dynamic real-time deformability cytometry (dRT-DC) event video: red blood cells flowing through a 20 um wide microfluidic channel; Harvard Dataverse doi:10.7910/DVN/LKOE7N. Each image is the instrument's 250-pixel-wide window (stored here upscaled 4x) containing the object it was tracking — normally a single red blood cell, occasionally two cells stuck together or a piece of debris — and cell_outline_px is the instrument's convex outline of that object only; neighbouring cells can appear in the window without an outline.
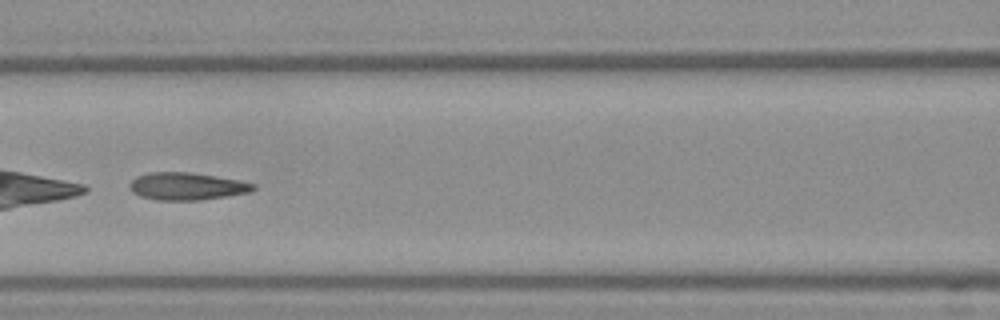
{"species": "Egyptian fruit bat (a non-hibernating species)", "species_latin": "Rousettus aegyptiacus", "temperature_condition": "warm", "stored_images_in_passage": 43, "camera_frame_rate_fps": 3000, "um_per_image_px": 0.085, "frame": {"image": 1, "passage_image": 19, "time_ms": 6.0, "image_size_px": [1000, 320], "cell_outline_px": [[256, 188], [248, 192], [228, 196], [200, 200], [156, 200], [140, 196], [132, 192], [128, 188], [128, 184], [136, 176], [148, 172], [188, 172], [236, 180], [256, 184]], "centroid_in_image_um": [15.81, 15.84], "position_along_channel_um": 150.8, "area_um2": 19.71}}